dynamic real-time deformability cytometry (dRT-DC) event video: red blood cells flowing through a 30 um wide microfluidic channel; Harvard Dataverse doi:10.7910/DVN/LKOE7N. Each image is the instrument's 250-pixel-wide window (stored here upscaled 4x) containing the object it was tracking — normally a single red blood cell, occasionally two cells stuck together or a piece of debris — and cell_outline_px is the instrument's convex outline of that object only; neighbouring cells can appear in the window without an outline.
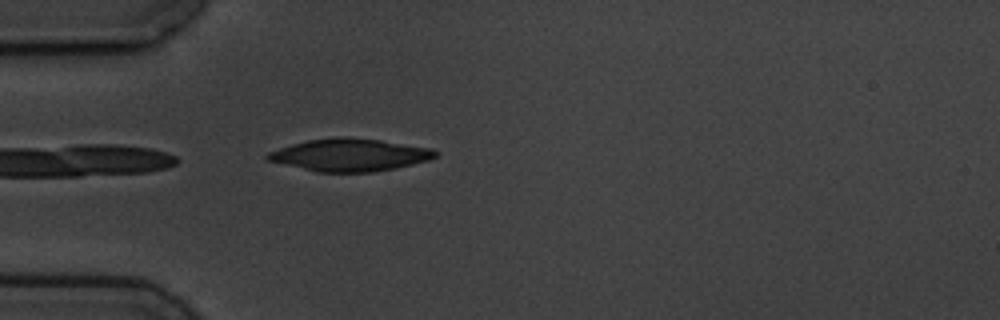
{"species": "common noctule bat (a hibernating species)", "species_latin": "Nyctalus noctula", "temperature_condition": "cold", "stored_images_in_passage": 5, "camera_frame_rate_fps": 3000, "um_per_image_px": 0.085, "animal": {"sex": "male", "body_mass_g": 19.5, "forearm_length_mm": 54.6}, "frame": {"image": 1, "passage_image": 5, "time_ms": 5.0, "image_size_px": [1000, 320], "cell_outline_px": [[436, 156], [428, 160], [396, 168], [372, 172], [316, 172], [268, 160], [264, 156], [268, 152], [292, 144], [308, 140], [336, 136], [344, 136], [380, 140], [432, 148], [436, 152]], "centroid_in_image_um": [29.72, 13.16], "position_along_channel_um": 55.3, "area_um2": 31.62}}